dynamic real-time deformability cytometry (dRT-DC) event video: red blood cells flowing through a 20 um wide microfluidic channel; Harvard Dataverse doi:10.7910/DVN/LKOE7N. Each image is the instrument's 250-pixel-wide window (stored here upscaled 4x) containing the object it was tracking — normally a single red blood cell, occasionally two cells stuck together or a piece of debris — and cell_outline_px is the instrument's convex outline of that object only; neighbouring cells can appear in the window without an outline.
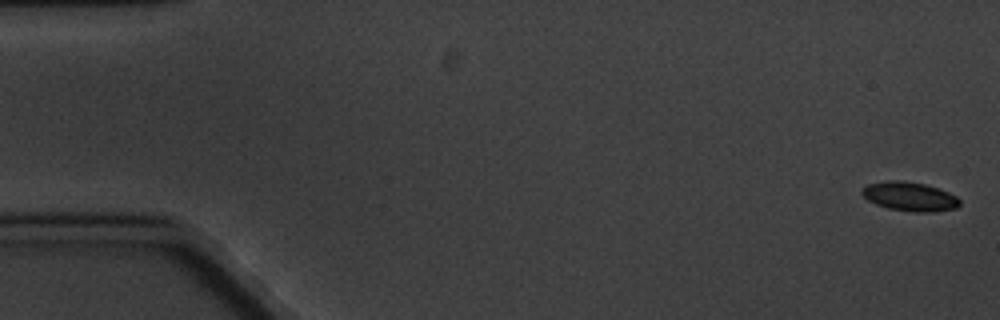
{"species": "common noctule bat (a hibernating species)", "species_latin": "Nyctalus noctula", "temperature_condition": "cold", "stored_images_in_passage": 9, "camera_frame_rate_fps": 3000, "um_per_image_px": 0.085, "animal": {"sex": "male", "body_mass_g": 20.1, "forearm_length_mm": 53.5}, "frame": {"image": 1, "passage_image": 1, "time_ms": 0.0, "image_size_px": [1000, 320], "cell_outline_px": [[960, 204], [956, 208], [932, 212], [912, 212], [888, 208], [876, 204], [868, 200], [860, 192], [860, 188], [868, 184], [888, 180], [904, 180], [924, 184], [948, 192], [956, 196], [960, 200]], "centroid_in_image_um": [77.3, 16.7], "position_along_channel_um": 7.7, "area_um2": 16.59}}